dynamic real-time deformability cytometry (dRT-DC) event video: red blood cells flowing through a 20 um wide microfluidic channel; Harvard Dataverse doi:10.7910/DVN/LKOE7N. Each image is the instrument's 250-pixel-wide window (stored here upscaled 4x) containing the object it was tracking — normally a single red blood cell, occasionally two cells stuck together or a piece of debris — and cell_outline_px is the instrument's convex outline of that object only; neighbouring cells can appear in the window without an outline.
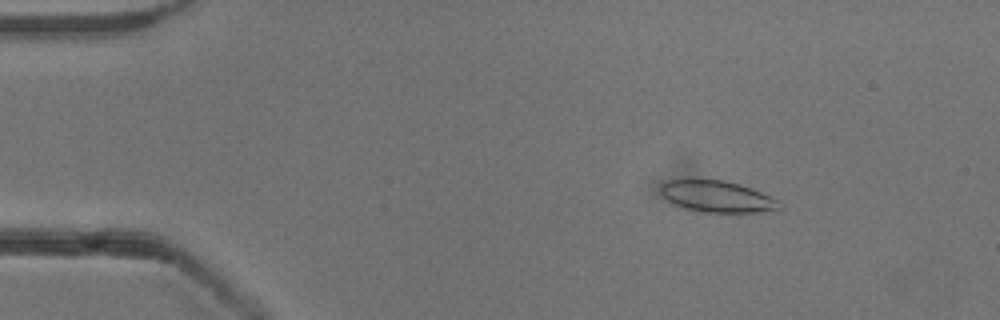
{"species": "common noctule bat (a hibernating species)", "species_latin": "Nyctalus noctula", "temperature_condition": "cold", "stored_images_in_passage": 54, "camera_frame_rate_fps": 3000, "um_per_image_px": 0.085, "animal": {"sex": "male", "body_mass_g": 13.3}, "frame": {"image": 1, "passage_image": 8, "time_ms": 2.333, "image_size_px": [1000, 320], "cell_outline_px": [[780, 208], [756, 212], [704, 212], [688, 208], [676, 204], [668, 200], [660, 192], [660, 184], [664, 180], [724, 180], [740, 184], [752, 188], [780, 200]], "centroid_in_image_um": [60.96, 16.69], "position_along_channel_um": 24.0, "area_um2": 21.5}}
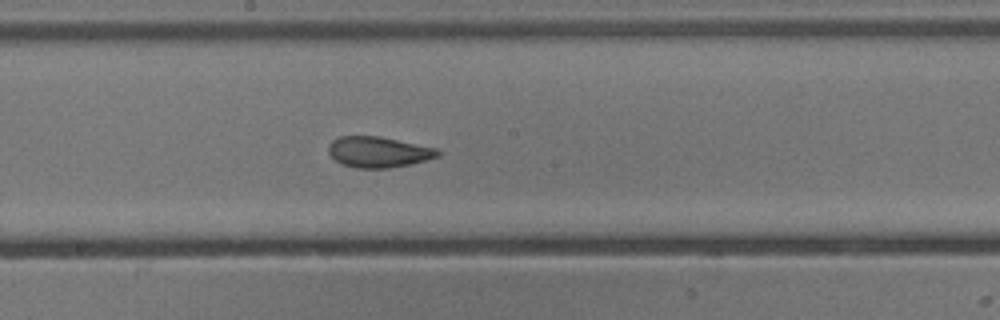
{"frame": {"image": 2, "passage_image": 29, "time_ms": 9.333, "image_size_px": [1000, 320], "cell_outline_px": [[440, 156], [412, 164], [388, 168], [356, 168], [344, 164], [336, 160], [328, 152], [328, 144], [332, 140], [340, 136], [380, 136], [436, 148], [440, 152]], "centroid_in_image_um": [32.17, 12.92], "position_along_channel_um": 216.0, "area_um2": 19.59}}
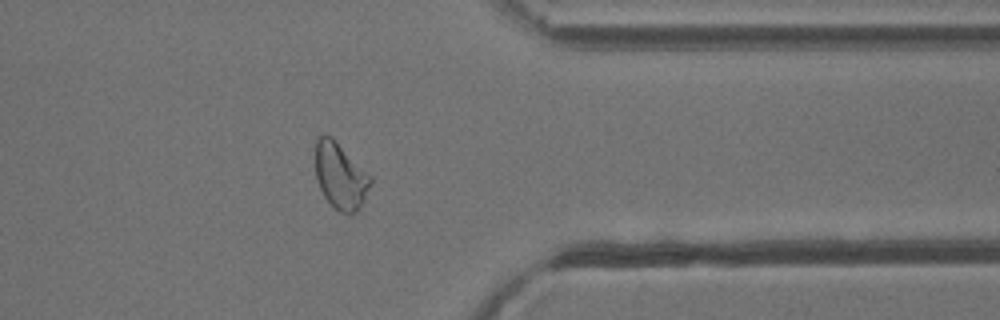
{"frame": {"image": 3, "passage_image": 43, "time_ms": 14.0, "image_size_px": [1000, 320], "cell_outline_px": [[372, 180], [360, 208], [352, 216], [348, 216], [340, 212], [324, 196], [316, 180], [312, 156], [316, 136], [332, 136], [372, 176]], "centroid_in_image_um": [28.88, 14.92], "position_along_channel_um": 382.5, "area_um2": 21.96}, "authors_computed_cell_mechanics": {"area_um2": 21.386, "velocity_mm_per_s": 3.8114, "shape_relaxation_time_tau1_ms": 8.6669, "shape_relaxation_time_tau2_ms": 1.9065, "deformation_change_tau1": 0.169, "deformation_change_tau2": 0.0708}}